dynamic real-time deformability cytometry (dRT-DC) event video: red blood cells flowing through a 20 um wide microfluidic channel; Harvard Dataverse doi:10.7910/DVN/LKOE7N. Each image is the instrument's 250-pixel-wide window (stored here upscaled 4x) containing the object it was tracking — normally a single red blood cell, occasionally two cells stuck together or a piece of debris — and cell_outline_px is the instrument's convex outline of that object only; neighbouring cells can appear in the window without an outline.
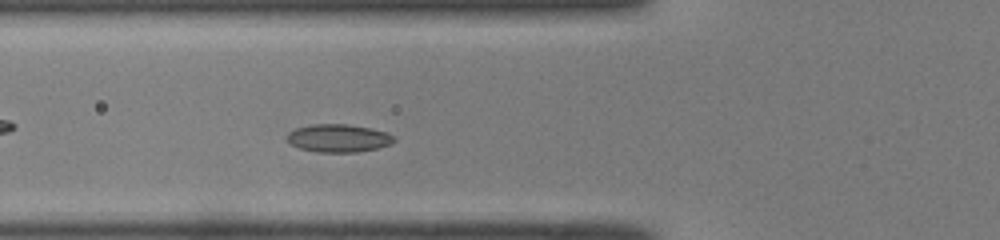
{"species": "common noctule bat (a hibernating species)", "species_latin": "Nyctalus noctula", "temperature_condition": "room temperature", "stored_images_in_passage": 41, "camera_frame_rate_fps": 3000, "um_per_image_px": 0.085, "animal": {"sex": "male", "body_mass_g": 19.0, "forearm_length_mm": 50.8}, "frame": {"image": 1, "passage_image": 9, "time_ms": 2.667, "image_size_px": [1000, 240], "cell_outline_px": [[396, 140], [392, 144], [376, 148], [356, 152], [316, 152], [300, 148], [292, 144], [288, 140], [288, 132], [296, 128], [312, 124], [348, 124], [372, 128], [388, 132], [396, 136]], "centroid_in_image_um": [28.83, 11.73], "position_along_channel_um": 97.0, "area_um2": 17.51}}
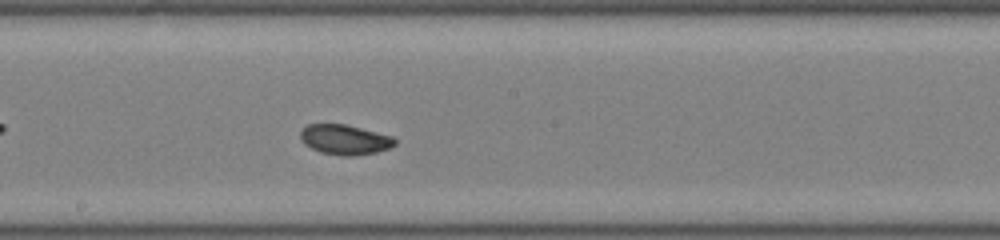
{"frame": {"image": 2, "passage_image": 18, "time_ms": 5.667, "image_size_px": [1000, 240], "cell_outline_px": [[396, 144], [388, 148], [376, 152], [352, 156], [340, 156], [320, 152], [304, 144], [300, 140], [300, 132], [308, 124], [344, 124], [392, 136], [396, 140]], "centroid_in_image_um": [29.28, 11.87], "position_along_channel_um": 218.9, "area_um2": 16.42}}
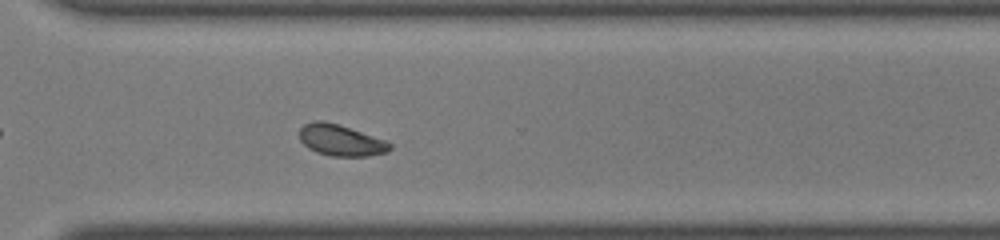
{"frame": {"image": 3, "passage_image": 27, "time_ms": 8.667, "image_size_px": [1000, 240], "cell_outline_px": [[392, 148], [388, 152], [368, 156], [332, 156], [316, 152], [308, 148], [300, 140], [300, 128], [304, 124], [312, 120], [324, 120], [384, 140], [392, 144]], "centroid_in_image_um": [28.94, 11.93], "position_along_channel_um": 341.7, "area_um2": 16.3}, "authors_computed_cell_mechanics": {"area_um2": 16.473, "velocity_mm_per_s": 4.0728, "shape_relaxation_time_tau1_ms": 4.5841, "shape_relaxation_time_tau2_ms": 2.4411, "deformation_change_tau1": 0.1001, "deformation_change_tau2": 0.0647}}